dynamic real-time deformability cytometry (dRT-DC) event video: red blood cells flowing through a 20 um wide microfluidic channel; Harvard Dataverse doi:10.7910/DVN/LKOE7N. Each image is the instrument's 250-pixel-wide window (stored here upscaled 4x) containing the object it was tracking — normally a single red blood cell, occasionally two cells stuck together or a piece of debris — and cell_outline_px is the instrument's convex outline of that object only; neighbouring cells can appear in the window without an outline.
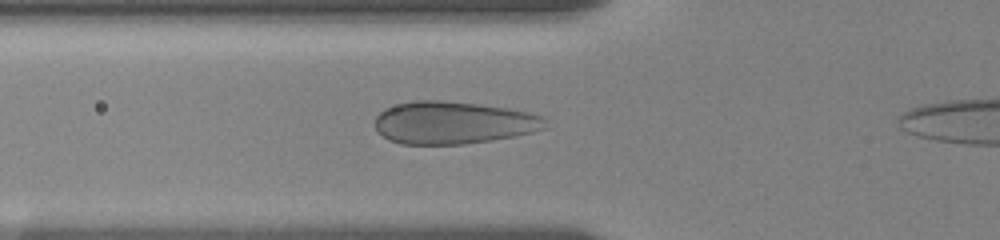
{"species": "human", "species_latin": "Homo sapiens", "temperature_condition": "room temperature", "stored_images_in_passage": 22, "camera_frame_rate_fps": 3000, "um_per_image_px": 0.085, "donor": {"sex": "female"}, "frame": {"image": 1, "passage_image": 9, "time_ms": 4.0, "image_size_px": [1000, 240], "cell_outline_px": [[544, 128], [532, 132], [492, 140], [464, 144], [400, 144], [388, 140], [376, 128], [376, 116], [384, 108], [396, 104], [416, 100], [440, 100], [476, 104], [504, 108], [524, 112], [540, 116], [544, 120]], "centroid_in_image_um": [38.44, 10.43], "position_along_channel_um": 87.4, "area_um2": 41.62}}
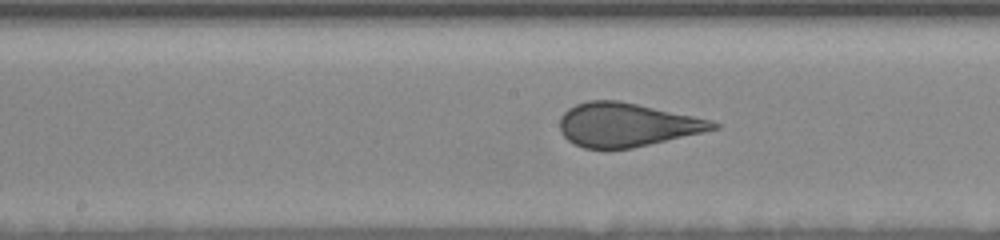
{"frame": {"image": 2, "passage_image": 15, "time_ms": 7.0, "image_size_px": [1000, 240], "cell_outline_px": [[720, 128], [632, 148], [608, 152], [604, 152], [584, 148], [568, 140], [564, 136], [560, 128], [560, 116], [568, 108], [576, 104], [588, 100], [620, 100], [712, 120], [720, 124]], "centroid_in_image_um": [53.23, 10.63], "position_along_channel_um": 195.0, "area_um2": 39.54}}
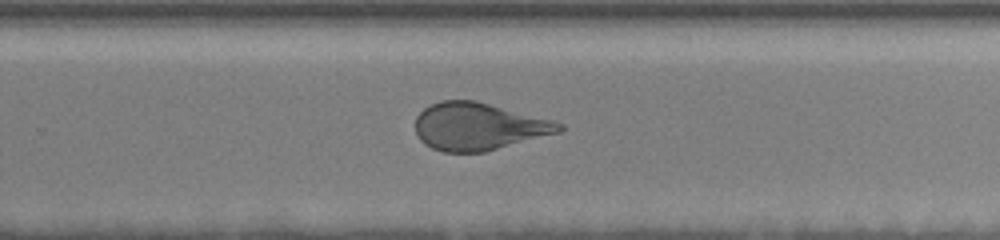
{"frame": {"image": 3, "passage_image": 21, "time_ms": 9.667, "image_size_px": [1000, 240], "cell_outline_px": [[564, 128], [560, 132], [484, 152], [444, 152], [432, 148], [424, 144], [420, 140], [416, 132], [416, 116], [424, 108], [440, 100], [472, 100], [552, 120], [564, 124]], "centroid_in_image_um": [40.65, 10.76], "position_along_channel_um": 289.2, "area_um2": 39.36}}